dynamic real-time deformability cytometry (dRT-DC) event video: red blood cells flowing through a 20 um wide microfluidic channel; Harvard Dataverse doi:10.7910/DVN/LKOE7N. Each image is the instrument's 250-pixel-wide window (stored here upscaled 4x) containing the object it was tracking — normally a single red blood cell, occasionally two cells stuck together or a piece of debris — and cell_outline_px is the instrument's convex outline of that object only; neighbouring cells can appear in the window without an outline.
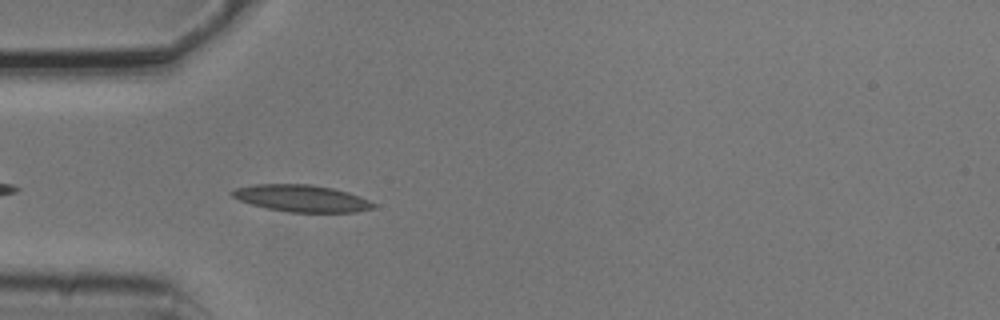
{"species": "common noctule bat (a hibernating species)", "species_latin": "Nyctalus noctula", "temperature_condition": "cold", "stored_images_in_passage": 5, "camera_frame_rate_fps": 3000, "um_per_image_px": 0.085, "animal": {"sex": "male", "body_mass_g": 20.5, "forearm_length_mm": 52.5}, "frame": {"image": 1, "passage_image": 4, "time_ms": 1.0, "image_size_px": [1000, 320], "cell_outline_px": [[376, 208], [356, 212], [288, 212], [268, 208], [252, 204], [240, 200], [232, 196], [232, 192], [236, 188], [256, 184], [312, 184], [332, 188], [348, 192], [360, 196], [376, 204]], "centroid_in_image_um": [25.69, 16.86], "position_along_channel_um": 59.3, "area_um2": 22.02}}